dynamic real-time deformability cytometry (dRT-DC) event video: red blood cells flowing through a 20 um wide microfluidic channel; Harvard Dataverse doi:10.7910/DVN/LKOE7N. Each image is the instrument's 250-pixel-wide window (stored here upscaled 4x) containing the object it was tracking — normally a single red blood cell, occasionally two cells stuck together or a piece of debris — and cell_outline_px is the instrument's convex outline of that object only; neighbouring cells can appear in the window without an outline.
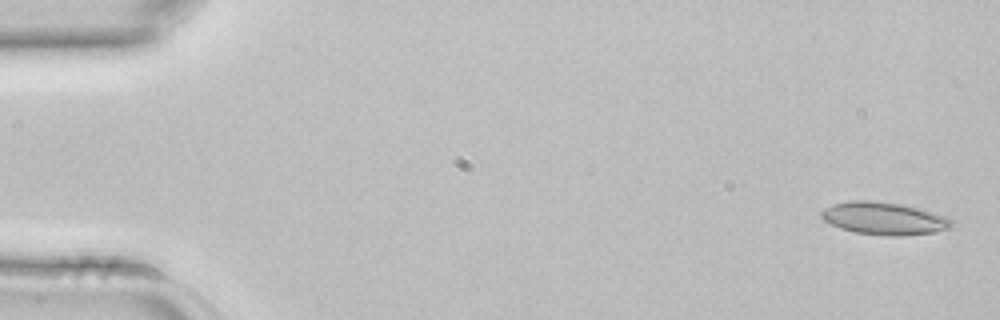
{"species": "common noctule bat (a hibernating species)", "species_latin": "Nyctalus noctula", "temperature_condition": "room temperature", "stored_images_in_passage": 4, "camera_frame_rate_fps": 3000, "um_per_image_px": 0.085, "animal": {"sex": "female", "body_mass_g": 22.7, "forearm_length_mm": 54.2}, "frame": {"image": 1, "passage_image": 1, "time_ms": 0.0, "image_size_px": [1000, 320], "cell_outline_px": [[952, 228], [936, 232], [900, 236], [888, 236], [856, 232], [840, 228], [824, 220], [820, 216], [820, 212], [824, 208], [832, 204], [848, 200], [868, 200], [904, 204], [920, 208], [944, 216], [952, 220]], "centroid_in_image_um": [75.14, 18.56], "position_along_channel_um": 9.9, "area_um2": 24.85}}
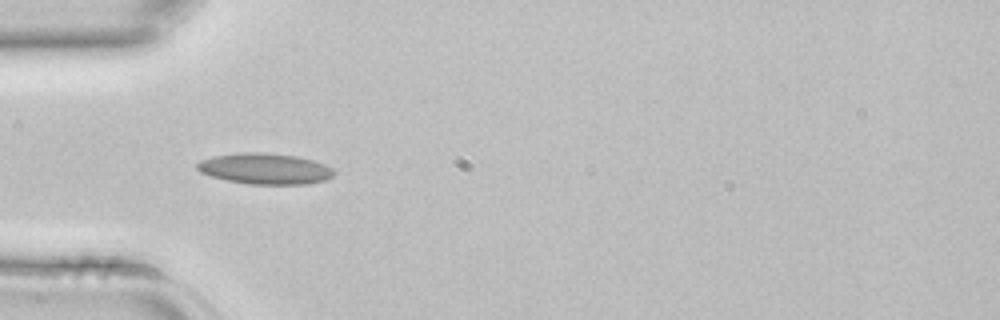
{"frame": {"image": 2, "passage_image": 4, "time_ms": 1.0, "image_size_px": [1000, 320], "cell_outline_px": [[336, 172], [332, 176], [324, 180], [308, 184], [248, 184], [228, 180], [212, 176], [200, 172], [196, 168], [196, 164], [200, 160], [212, 156], [240, 152], [260, 152], [296, 156], [312, 160], [324, 164], [332, 168]], "centroid_in_image_um": [22.51, 14.33], "position_along_channel_um": 62.5, "area_um2": 24.62}}